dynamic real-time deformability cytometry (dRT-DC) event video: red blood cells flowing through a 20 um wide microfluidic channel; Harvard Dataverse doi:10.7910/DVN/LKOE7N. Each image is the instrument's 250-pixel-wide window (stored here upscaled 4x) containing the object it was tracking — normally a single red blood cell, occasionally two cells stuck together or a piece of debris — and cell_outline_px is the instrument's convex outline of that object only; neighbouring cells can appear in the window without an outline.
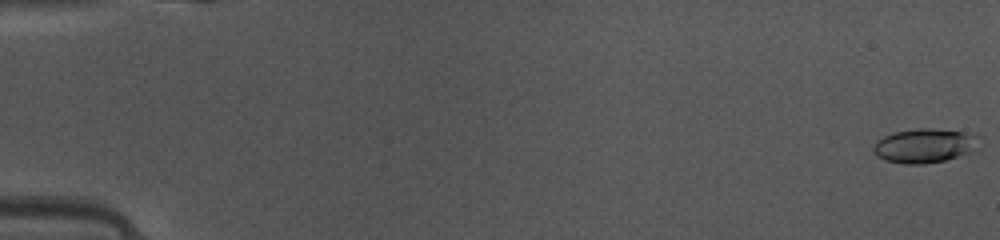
{"species": "common noctule bat (a hibernating species)", "species_latin": "Nyctalus noctula", "temperature_condition": "warm", "stored_images_in_passage": 49, "camera_frame_rate_fps": 3000, "um_per_image_px": 0.085, "animal": {"sex": "female", "body_mass_g": 10.0, "forearm_length_mm": 53.1}, "frame": {"image": 1, "passage_image": 1, "time_ms": 0.0, "image_size_px": [1000, 240], "cell_outline_px": [[980, 148], [976, 152], [944, 160], [924, 164], [904, 164], [884, 160], [872, 148], [876, 140], [884, 136], [896, 132], [920, 128], [932, 128], [960, 132], [976, 136]], "centroid_in_image_um": [78.62, 12.4], "position_along_channel_um": 6.4, "area_um2": 20.98}}
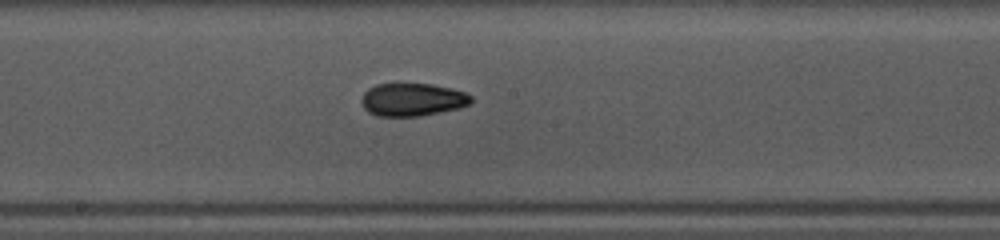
{"frame": {"image": 2, "passage_image": 27, "time_ms": 8.667, "image_size_px": [1000, 240], "cell_outline_px": [[472, 100], [468, 104], [460, 108], [420, 116], [376, 116], [368, 112], [364, 108], [360, 100], [364, 92], [368, 88], [376, 84], [396, 80], [432, 84], [452, 88], [464, 92], [472, 96]], "centroid_in_image_um": [35.0, 8.41], "position_along_channel_um": 213.2, "area_um2": 21.91}}
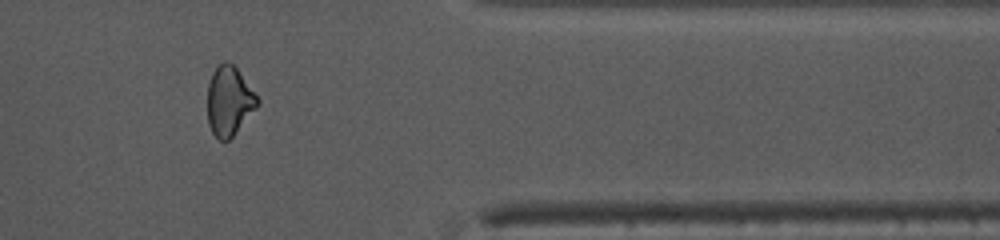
{"frame": {"image": 3, "passage_image": 41, "time_ms": 13.333, "image_size_px": [1000, 240], "cell_outline_px": [[260, 104], [232, 136], [228, 140], [220, 140], [212, 132], [208, 124], [208, 84], [212, 72], [224, 60], [228, 60], [236, 68], [260, 100]], "centroid_in_image_um": [19.47, 8.57], "position_along_channel_um": 391.9, "area_um2": 19.94}, "authors_computed_cell_mechanics": {"area_um2": 20.4034, "velocity_mm_per_s": 4.142, "shape_relaxation_time_tau1_ms": 7.9698, "shape_relaxation_time_tau2_ms": 2.4316, "deformation_change_tau1": 0.1797, "deformation_change_tau2": 0.0795}}